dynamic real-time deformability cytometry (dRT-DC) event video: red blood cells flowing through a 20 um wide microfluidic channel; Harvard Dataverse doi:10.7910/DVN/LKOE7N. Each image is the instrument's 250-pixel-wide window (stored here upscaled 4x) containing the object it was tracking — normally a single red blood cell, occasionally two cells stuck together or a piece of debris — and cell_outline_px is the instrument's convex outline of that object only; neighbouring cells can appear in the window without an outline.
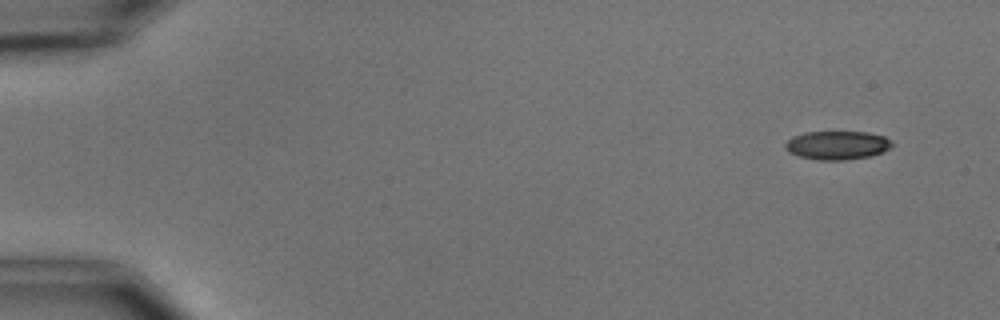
{"species": "common noctule bat (a hibernating species)", "species_latin": "Nyctalus noctula", "temperature_condition": "cold", "stored_images_in_passage": 6, "camera_frame_rate_fps": 3000, "um_per_image_px": 0.085, "animal": {"sex": "male", "body_mass_g": 15.6}, "frame": {"image": 1, "passage_image": 1, "time_ms": 0.0, "image_size_px": [1000, 320], "cell_outline_px": [[892, 148], [872, 156], [844, 160], [816, 160], [800, 156], [788, 152], [784, 148], [784, 144], [792, 136], [804, 132], [868, 132], [884, 136], [892, 140]], "centroid_in_image_um": [71.17, 12.34], "position_along_channel_um": 13.8, "area_um2": 18.03}}
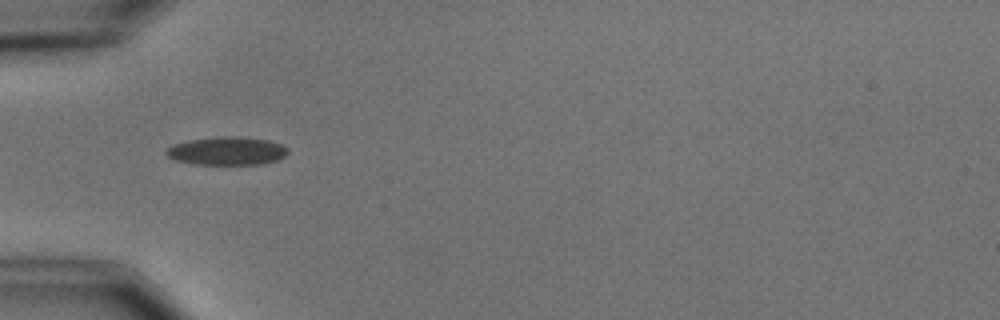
{"frame": {"image": 2, "passage_image": 5, "time_ms": 4.667, "image_size_px": [1000, 320], "cell_outline_px": [[288, 152], [284, 156], [276, 160], [260, 164], [196, 164], [176, 160], [168, 156], [164, 152], [168, 148], [176, 144], [188, 140], [220, 136], [236, 136], [268, 140], [280, 144], [288, 148]], "centroid_in_image_um": [19.3, 12.82], "position_along_channel_um": 65.7, "area_um2": 19.77}}